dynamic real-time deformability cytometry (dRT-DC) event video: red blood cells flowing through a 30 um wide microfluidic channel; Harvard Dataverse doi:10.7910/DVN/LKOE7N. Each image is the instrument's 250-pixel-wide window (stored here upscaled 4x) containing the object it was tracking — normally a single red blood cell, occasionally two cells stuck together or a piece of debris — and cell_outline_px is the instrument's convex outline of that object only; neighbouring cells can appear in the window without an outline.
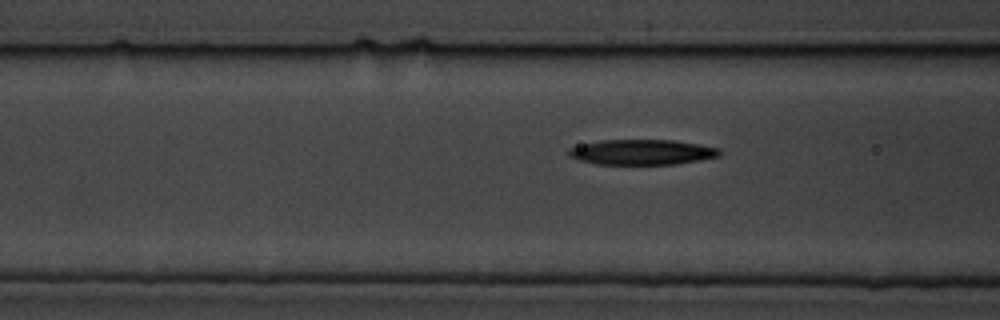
{"species": "common noctule bat (a hibernating species)", "species_latin": "Nyctalus noctula", "temperature_condition": "cold", "stored_images_in_passage": 9, "camera_frame_rate_fps": 3000, "um_per_image_px": 0.085, "animal": {"sex": "male", "body_mass_g": 19.5, "forearm_length_mm": 54.6}, "frame": {"image": 1, "passage_image": 7, "time_ms": 2.0, "image_size_px": [1000, 320], "cell_outline_px": [[720, 156], [700, 160], [676, 164], [596, 164], [580, 160], [568, 156], [568, 148], [600, 140], [672, 140], [700, 144], [720, 148]], "centroid_in_image_um": [54.58, 12.93], "position_along_channel_um": 112.0, "area_um2": 22.2}}